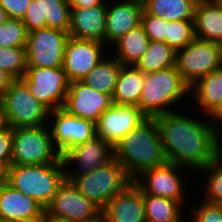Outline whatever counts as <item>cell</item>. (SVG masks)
<instances>
[{
  "mask_svg": "<svg viewBox=\"0 0 222 222\" xmlns=\"http://www.w3.org/2000/svg\"><path fill=\"white\" fill-rule=\"evenodd\" d=\"M32 95L49 111L63 108L70 81L61 67H27L21 77Z\"/></svg>",
  "mask_w": 222,
  "mask_h": 222,
  "instance_id": "9c48e42d",
  "label": "cell"
},
{
  "mask_svg": "<svg viewBox=\"0 0 222 222\" xmlns=\"http://www.w3.org/2000/svg\"><path fill=\"white\" fill-rule=\"evenodd\" d=\"M168 22L164 18L148 14L144 9L142 11L140 24L151 41L166 43Z\"/></svg>",
  "mask_w": 222,
  "mask_h": 222,
  "instance_id": "e575fe53",
  "label": "cell"
},
{
  "mask_svg": "<svg viewBox=\"0 0 222 222\" xmlns=\"http://www.w3.org/2000/svg\"><path fill=\"white\" fill-rule=\"evenodd\" d=\"M70 17L68 0H31L22 21L28 33L46 27L69 32Z\"/></svg>",
  "mask_w": 222,
  "mask_h": 222,
  "instance_id": "ac0fdd59",
  "label": "cell"
},
{
  "mask_svg": "<svg viewBox=\"0 0 222 222\" xmlns=\"http://www.w3.org/2000/svg\"><path fill=\"white\" fill-rule=\"evenodd\" d=\"M207 117H211L209 120H212L216 123V121L218 120L219 122H222V100L216 104L212 110L206 115Z\"/></svg>",
  "mask_w": 222,
  "mask_h": 222,
  "instance_id": "60d3db41",
  "label": "cell"
},
{
  "mask_svg": "<svg viewBox=\"0 0 222 222\" xmlns=\"http://www.w3.org/2000/svg\"><path fill=\"white\" fill-rule=\"evenodd\" d=\"M195 38L222 43V1L198 0L194 14Z\"/></svg>",
  "mask_w": 222,
  "mask_h": 222,
  "instance_id": "603a6c76",
  "label": "cell"
},
{
  "mask_svg": "<svg viewBox=\"0 0 222 222\" xmlns=\"http://www.w3.org/2000/svg\"><path fill=\"white\" fill-rule=\"evenodd\" d=\"M49 117L51 118H48V123L52 124L49 127L52 143L61 157L70 148L96 136L94 122L71 115L63 108L49 111Z\"/></svg>",
  "mask_w": 222,
  "mask_h": 222,
  "instance_id": "8fae6325",
  "label": "cell"
},
{
  "mask_svg": "<svg viewBox=\"0 0 222 222\" xmlns=\"http://www.w3.org/2000/svg\"><path fill=\"white\" fill-rule=\"evenodd\" d=\"M45 208L9 183L0 188V219L12 222H39Z\"/></svg>",
  "mask_w": 222,
  "mask_h": 222,
  "instance_id": "d6986e66",
  "label": "cell"
},
{
  "mask_svg": "<svg viewBox=\"0 0 222 222\" xmlns=\"http://www.w3.org/2000/svg\"><path fill=\"white\" fill-rule=\"evenodd\" d=\"M175 65L184 82L191 87L221 67L220 45L194 38L186 47L176 51Z\"/></svg>",
  "mask_w": 222,
  "mask_h": 222,
  "instance_id": "ba28073f",
  "label": "cell"
},
{
  "mask_svg": "<svg viewBox=\"0 0 222 222\" xmlns=\"http://www.w3.org/2000/svg\"><path fill=\"white\" fill-rule=\"evenodd\" d=\"M45 212L68 222H89L101 213V209L65 179Z\"/></svg>",
  "mask_w": 222,
  "mask_h": 222,
  "instance_id": "7c38bea8",
  "label": "cell"
},
{
  "mask_svg": "<svg viewBox=\"0 0 222 222\" xmlns=\"http://www.w3.org/2000/svg\"><path fill=\"white\" fill-rule=\"evenodd\" d=\"M48 125L12 128L11 165H44L61 158Z\"/></svg>",
  "mask_w": 222,
  "mask_h": 222,
  "instance_id": "52a82bcc",
  "label": "cell"
},
{
  "mask_svg": "<svg viewBox=\"0 0 222 222\" xmlns=\"http://www.w3.org/2000/svg\"><path fill=\"white\" fill-rule=\"evenodd\" d=\"M144 80L145 74L135 66L122 65L113 94L114 104L138 106Z\"/></svg>",
  "mask_w": 222,
  "mask_h": 222,
  "instance_id": "cb8c5ba5",
  "label": "cell"
},
{
  "mask_svg": "<svg viewBox=\"0 0 222 222\" xmlns=\"http://www.w3.org/2000/svg\"><path fill=\"white\" fill-rule=\"evenodd\" d=\"M9 166L5 163H0V188L9 183Z\"/></svg>",
  "mask_w": 222,
  "mask_h": 222,
  "instance_id": "b9f144b4",
  "label": "cell"
},
{
  "mask_svg": "<svg viewBox=\"0 0 222 222\" xmlns=\"http://www.w3.org/2000/svg\"><path fill=\"white\" fill-rule=\"evenodd\" d=\"M181 169L187 168L166 162L161 166L144 170L133 183L143 194L168 198L184 205L186 198L183 178L179 174Z\"/></svg>",
  "mask_w": 222,
  "mask_h": 222,
  "instance_id": "4fadbf2b",
  "label": "cell"
},
{
  "mask_svg": "<svg viewBox=\"0 0 222 222\" xmlns=\"http://www.w3.org/2000/svg\"><path fill=\"white\" fill-rule=\"evenodd\" d=\"M65 170L62 157L44 165H11L9 184L46 208L66 179Z\"/></svg>",
  "mask_w": 222,
  "mask_h": 222,
  "instance_id": "277c9868",
  "label": "cell"
},
{
  "mask_svg": "<svg viewBox=\"0 0 222 222\" xmlns=\"http://www.w3.org/2000/svg\"><path fill=\"white\" fill-rule=\"evenodd\" d=\"M106 44L94 40L69 37L62 68L70 82L82 81L107 56Z\"/></svg>",
  "mask_w": 222,
  "mask_h": 222,
  "instance_id": "9a60e30c",
  "label": "cell"
},
{
  "mask_svg": "<svg viewBox=\"0 0 222 222\" xmlns=\"http://www.w3.org/2000/svg\"><path fill=\"white\" fill-rule=\"evenodd\" d=\"M107 2L90 8H71L70 37L105 44Z\"/></svg>",
  "mask_w": 222,
  "mask_h": 222,
  "instance_id": "ffe728a7",
  "label": "cell"
},
{
  "mask_svg": "<svg viewBox=\"0 0 222 222\" xmlns=\"http://www.w3.org/2000/svg\"><path fill=\"white\" fill-rule=\"evenodd\" d=\"M198 0H147L143 9L167 21L194 20Z\"/></svg>",
  "mask_w": 222,
  "mask_h": 222,
  "instance_id": "4316f807",
  "label": "cell"
},
{
  "mask_svg": "<svg viewBox=\"0 0 222 222\" xmlns=\"http://www.w3.org/2000/svg\"><path fill=\"white\" fill-rule=\"evenodd\" d=\"M150 39L145 33L143 26L140 24L137 27L128 31L114 44L115 58L124 66H135L139 59L146 52Z\"/></svg>",
  "mask_w": 222,
  "mask_h": 222,
  "instance_id": "d4e9b609",
  "label": "cell"
},
{
  "mask_svg": "<svg viewBox=\"0 0 222 222\" xmlns=\"http://www.w3.org/2000/svg\"><path fill=\"white\" fill-rule=\"evenodd\" d=\"M193 99L207 115L222 100V67L208 73L190 87Z\"/></svg>",
  "mask_w": 222,
  "mask_h": 222,
  "instance_id": "484cf974",
  "label": "cell"
},
{
  "mask_svg": "<svg viewBox=\"0 0 222 222\" xmlns=\"http://www.w3.org/2000/svg\"><path fill=\"white\" fill-rule=\"evenodd\" d=\"M15 78L8 72L0 70V97L8 90Z\"/></svg>",
  "mask_w": 222,
  "mask_h": 222,
  "instance_id": "ab89813d",
  "label": "cell"
},
{
  "mask_svg": "<svg viewBox=\"0 0 222 222\" xmlns=\"http://www.w3.org/2000/svg\"><path fill=\"white\" fill-rule=\"evenodd\" d=\"M39 222H68V221L60 218H54L45 212L42 216V219Z\"/></svg>",
  "mask_w": 222,
  "mask_h": 222,
  "instance_id": "7bdbcfd3",
  "label": "cell"
},
{
  "mask_svg": "<svg viewBox=\"0 0 222 222\" xmlns=\"http://www.w3.org/2000/svg\"><path fill=\"white\" fill-rule=\"evenodd\" d=\"M113 105L112 95L101 93L82 81H72L63 109L71 115L96 123L101 114Z\"/></svg>",
  "mask_w": 222,
  "mask_h": 222,
  "instance_id": "2e32d148",
  "label": "cell"
},
{
  "mask_svg": "<svg viewBox=\"0 0 222 222\" xmlns=\"http://www.w3.org/2000/svg\"><path fill=\"white\" fill-rule=\"evenodd\" d=\"M89 222H109V221L102 213H100L95 219L90 220Z\"/></svg>",
  "mask_w": 222,
  "mask_h": 222,
  "instance_id": "f6af8a7d",
  "label": "cell"
},
{
  "mask_svg": "<svg viewBox=\"0 0 222 222\" xmlns=\"http://www.w3.org/2000/svg\"><path fill=\"white\" fill-rule=\"evenodd\" d=\"M146 118L138 106L114 104L105 110L95 123L96 136L114 147L124 135Z\"/></svg>",
  "mask_w": 222,
  "mask_h": 222,
  "instance_id": "e0dca14e",
  "label": "cell"
},
{
  "mask_svg": "<svg viewBox=\"0 0 222 222\" xmlns=\"http://www.w3.org/2000/svg\"><path fill=\"white\" fill-rule=\"evenodd\" d=\"M12 159V128L4 125L0 128V163L11 166Z\"/></svg>",
  "mask_w": 222,
  "mask_h": 222,
  "instance_id": "8d00e7d4",
  "label": "cell"
},
{
  "mask_svg": "<svg viewBox=\"0 0 222 222\" xmlns=\"http://www.w3.org/2000/svg\"><path fill=\"white\" fill-rule=\"evenodd\" d=\"M201 171L208 175L203 191L204 200L222 204V152Z\"/></svg>",
  "mask_w": 222,
  "mask_h": 222,
  "instance_id": "4dcf8cb0",
  "label": "cell"
},
{
  "mask_svg": "<svg viewBox=\"0 0 222 222\" xmlns=\"http://www.w3.org/2000/svg\"><path fill=\"white\" fill-rule=\"evenodd\" d=\"M183 204L168 198L144 194L147 222H182Z\"/></svg>",
  "mask_w": 222,
  "mask_h": 222,
  "instance_id": "f546056e",
  "label": "cell"
},
{
  "mask_svg": "<svg viewBox=\"0 0 222 222\" xmlns=\"http://www.w3.org/2000/svg\"><path fill=\"white\" fill-rule=\"evenodd\" d=\"M86 198L101 210L117 194L124 191L133 180L123 166L114 159L89 173H83L71 180Z\"/></svg>",
  "mask_w": 222,
  "mask_h": 222,
  "instance_id": "8992f818",
  "label": "cell"
},
{
  "mask_svg": "<svg viewBox=\"0 0 222 222\" xmlns=\"http://www.w3.org/2000/svg\"><path fill=\"white\" fill-rule=\"evenodd\" d=\"M194 38V20L168 22L166 44L175 51L186 47Z\"/></svg>",
  "mask_w": 222,
  "mask_h": 222,
  "instance_id": "836d02e7",
  "label": "cell"
},
{
  "mask_svg": "<svg viewBox=\"0 0 222 222\" xmlns=\"http://www.w3.org/2000/svg\"><path fill=\"white\" fill-rule=\"evenodd\" d=\"M31 0H0V6L6 11L9 18L22 20Z\"/></svg>",
  "mask_w": 222,
  "mask_h": 222,
  "instance_id": "74e56055",
  "label": "cell"
},
{
  "mask_svg": "<svg viewBox=\"0 0 222 222\" xmlns=\"http://www.w3.org/2000/svg\"><path fill=\"white\" fill-rule=\"evenodd\" d=\"M27 57L25 47L0 48V70L8 72L15 79H21L26 73Z\"/></svg>",
  "mask_w": 222,
  "mask_h": 222,
  "instance_id": "1f68e13d",
  "label": "cell"
},
{
  "mask_svg": "<svg viewBox=\"0 0 222 222\" xmlns=\"http://www.w3.org/2000/svg\"><path fill=\"white\" fill-rule=\"evenodd\" d=\"M65 167L76 166V169H66V179L71 181L76 176L89 173L114 160V147L106 140L95 136L93 139L70 148L63 156ZM77 170V171H75Z\"/></svg>",
  "mask_w": 222,
  "mask_h": 222,
  "instance_id": "5bb4252c",
  "label": "cell"
},
{
  "mask_svg": "<svg viewBox=\"0 0 222 222\" xmlns=\"http://www.w3.org/2000/svg\"><path fill=\"white\" fill-rule=\"evenodd\" d=\"M176 63V51L163 42L151 41L135 67L144 74L163 70Z\"/></svg>",
  "mask_w": 222,
  "mask_h": 222,
  "instance_id": "f1b7e54d",
  "label": "cell"
},
{
  "mask_svg": "<svg viewBox=\"0 0 222 222\" xmlns=\"http://www.w3.org/2000/svg\"><path fill=\"white\" fill-rule=\"evenodd\" d=\"M110 56L103 58L82 82L101 93L113 96L122 64L114 57V54L113 58Z\"/></svg>",
  "mask_w": 222,
  "mask_h": 222,
  "instance_id": "83f0119b",
  "label": "cell"
},
{
  "mask_svg": "<svg viewBox=\"0 0 222 222\" xmlns=\"http://www.w3.org/2000/svg\"><path fill=\"white\" fill-rule=\"evenodd\" d=\"M190 94V87L177 71L176 65L145 74L138 107L147 117L172 112L170 106L181 103Z\"/></svg>",
  "mask_w": 222,
  "mask_h": 222,
  "instance_id": "3957f363",
  "label": "cell"
},
{
  "mask_svg": "<svg viewBox=\"0 0 222 222\" xmlns=\"http://www.w3.org/2000/svg\"><path fill=\"white\" fill-rule=\"evenodd\" d=\"M124 1L135 2L141 5H144L147 2V0H124Z\"/></svg>",
  "mask_w": 222,
  "mask_h": 222,
  "instance_id": "bcb514c9",
  "label": "cell"
},
{
  "mask_svg": "<svg viewBox=\"0 0 222 222\" xmlns=\"http://www.w3.org/2000/svg\"><path fill=\"white\" fill-rule=\"evenodd\" d=\"M28 31L20 19L8 18L0 24V48L25 47Z\"/></svg>",
  "mask_w": 222,
  "mask_h": 222,
  "instance_id": "d6a6232c",
  "label": "cell"
},
{
  "mask_svg": "<svg viewBox=\"0 0 222 222\" xmlns=\"http://www.w3.org/2000/svg\"><path fill=\"white\" fill-rule=\"evenodd\" d=\"M69 37V32L48 27L29 32L25 46L27 67H61Z\"/></svg>",
  "mask_w": 222,
  "mask_h": 222,
  "instance_id": "30bf717a",
  "label": "cell"
},
{
  "mask_svg": "<svg viewBox=\"0 0 222 222\" xmlns=\"http://www.w3.org/2000/svg\"><path fill=\"white\" fill-rule=\"evenodd\" d=\"M4 126V121H3V116L1 114V109H0V128Z\"/></svg>",
  "mask_w": 222,
  "mask_h": 222,
  "instance_id": "7dc6e473",
  "label": "cell"
},
{
  "mask_svg": "<svg viewBox=\"0 0 222 222\" xmlns=\"http://www.w3.org/2000/svg\"><path fill=\"white\" fill-rule=\"evenodd\" d=\"M109 222H147L144 194L132 182L101 210Z\"/></svg>",
  "mask_w": 222,
  "mask_h": 222,
  "instance_id": "44dd1931",
  "label": "cell"
},
{
  "mask_svg": "<svg viewBox=\"0 0 222 222\" xmlns=\"http://www.w3.org/2000/svg\"><path fill=\"white\" fill-rule=\"evenodd\" d=\"M154 118L167 162L200 172L222 152V127L212 120L208 122L176 111Z\"/></svg>",
  "mask_w": 222,
  "mask_h": 222,
  "instance_id": "6da1fadb",
  "label": "cell"
},
{
  "mask_svg": "<svg viewBox=\"0 0 222 222\" xmlns=\"http://www.w3.org/2000/svg\"><path fill=\"white\" fill-rule=\"evenodd\" d=\"M114 1L107 3L105 44H114L141 23L143 5L124 0Z\"/></svg>",
  "mask_w": 222,
  "mask_h": 222,
  "instance_id": "7402d4cb",
  "label": "cell"
},
{
  "mask_svg": "<svg viewBox=\"0 0 222 222\" xmlns=\"http://www.w3.org/2000/svg\"><path fill=\"white\" fill-rule=\"evenodd\" d=\"M0 109L4 125L11 128L49 124V110L32 95L22 79H15L0 97Z\"/></svg>",
  "mask_w": 222,
  "mask_h": 222,
  "instance_id": "5b68a950",
  "label": "cell"
},
{
  "mask_svg": "<svg viewBox=\"0 0 222 222\" xmlns=\"http://www.w3.org/2000/svg\"><path fill=\"white\" fill-rule=\"evenodd\" d=\"M8 18L6 11L0 6V24L4 23Z\"/></svg>",
  "mask_w": 222,
  "mask_h": 222,
  "instance_id": "ee69618b",
  "label": "cell"
},
{
  "mask_svg": "<svg viewBox=\"0 0 222 222\" xmlns=\"http://www.w3.org/2000/svg\"><path fill=\"white\" fill-rule=\"evenodd\" d=\"M219 45H220L221 67H222V43H220Z\"/></svg>",
  "mask_w": 222,
  "mask_h": 222,
  "instance_id": "c3c4849f",
  "label": "cell"
},
{
  "mask_svg": "<svg viewBox=\"0 0 222 222\" xmlns=\"http://www.w3.org/2000/svg\"><path fill=\"white\" fill-rule=\"evenodd\" d=\"M107 0H69L71 8H90L102 5Z\"/></svg>",
  "mask_w": 222,
  "mask_h": 222,
  "instance_id": "f35d334b",
  "label": "cell"
},
{
  "mask_svg": "<svg viewBox=\"0 0 222 222\" xmlns=\"http://www.w3.org/2000/svg\"><path fill=\"white\" fill-rule=\"evenodd\" d=\"M114 159L134 180L144 170L167 162L154 117H147L114 146Z\"/></svg>",
  "mask_w": 222,
  "mask_h": 222,
  "instance_id": "7a4b0ae2",
  "label": "cell"
},
{
  "mask_svg": "<svg viewBox=\"0 0 222 222\" xmlns=\"http://www.w3.org/2000/svg\"><path fill=\"white\" fill-rule=\"evenodd\" d=\"M202 201L192 208V218L186 222H222V204L211 203L203 198Z\"/></svg>",
  "mask_w": 222,
  "mask_h": 222,
  "instance_id": "d590c367",
  "label": "cell"
},
{
  "mask_svg": "<svg viewBox=\"0 0 222 222\" xmlns=\"http://www.w3.org/2000/svg\"><path fill=\"white\" fill-rule=\"evenodd\" d=\"M0 222H12V221H6V220H1V219H0Z\"/></svg>",
  "mask_w": 222,
  "mask_h": 222,
  "instance_id": "681fc988",
  "label": "cell"
}]
</instances>
